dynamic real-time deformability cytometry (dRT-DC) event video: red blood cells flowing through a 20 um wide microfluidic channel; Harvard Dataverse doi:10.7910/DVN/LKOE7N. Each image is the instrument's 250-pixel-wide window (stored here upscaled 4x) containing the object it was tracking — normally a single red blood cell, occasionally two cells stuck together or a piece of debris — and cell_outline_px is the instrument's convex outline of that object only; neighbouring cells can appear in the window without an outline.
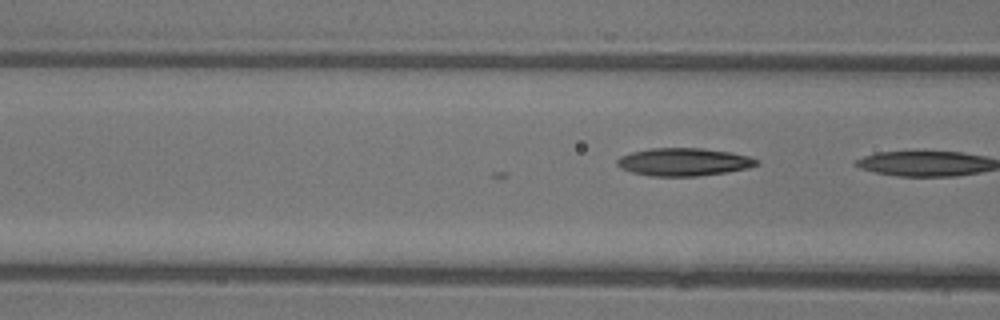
{"species": "common noctule bat (a hibernating species)", "species_latin": "Nyctalus noctula", "temperature_condition": "warm", "stored_images_in_passage": 6, "camera_frame_rate_fps": 3000, "um_per_image_px": 0.085, "animal": {"sex": "female"}, "frame": {"image": 1, "passage_image": 6, "time_ms": 1.667, "image_size_px": [1000, 320], "cell_outline_px": [[760, 164], [748, 168], [728, 172], [696, 176], [652, 176], [632, 172], [620, 168], [616, 164], [616, 160], [620, 156], [632, 152], [648, 148], [704, 148], [732, 152], [748, 156], [760, 160]], "centroid_in_image_um": [58.14, 13.76], "position_along_channel_um": 108.5, "area_um2": 22.83}}